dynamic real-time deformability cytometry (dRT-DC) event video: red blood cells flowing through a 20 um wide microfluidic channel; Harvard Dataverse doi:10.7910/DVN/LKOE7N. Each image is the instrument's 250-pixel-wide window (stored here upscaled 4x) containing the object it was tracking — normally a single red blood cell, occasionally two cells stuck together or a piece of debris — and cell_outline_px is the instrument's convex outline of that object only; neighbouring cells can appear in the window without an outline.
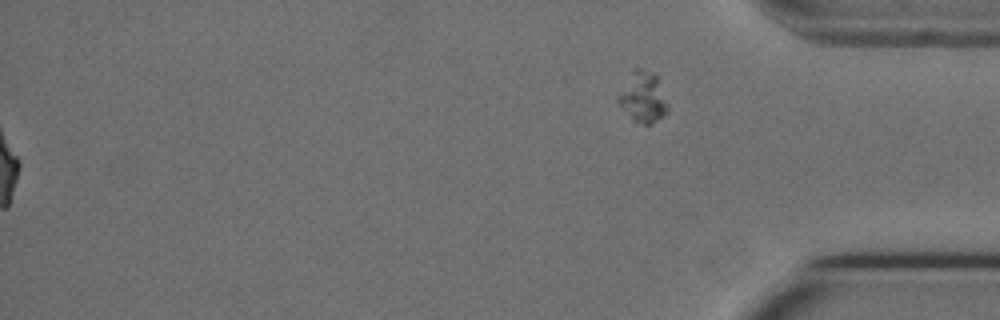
{"species": "Egyptian fruit bat (a non-hibernating species)", "species_latin": "Rousettus aegyptiacus", "temperature_condition": "cold", "stored_images_in_passage": 39, "segment_of_instrument_passage": [2, 2], "camera_frame_rate_fps": 3000, "um_per_image_px": 0.085, "animal": {"sex": "female"}, "frame": {"image": 1, "passage_image": 39, "time_ms": 12.667, "image_size_px": [1000, 320], "cell_outline_px": [[668, 112], [664, 116], [652, 124], [644, 124], [632, 120], [616, 100], [616, 96], [632, 68], [640, 68], [652, 72], [656, 76], [668, 104]], "centroid_in_image_um": [54.63, 8.26], "position_along_channel_um": 380.6, "area_um2": 14.74}}